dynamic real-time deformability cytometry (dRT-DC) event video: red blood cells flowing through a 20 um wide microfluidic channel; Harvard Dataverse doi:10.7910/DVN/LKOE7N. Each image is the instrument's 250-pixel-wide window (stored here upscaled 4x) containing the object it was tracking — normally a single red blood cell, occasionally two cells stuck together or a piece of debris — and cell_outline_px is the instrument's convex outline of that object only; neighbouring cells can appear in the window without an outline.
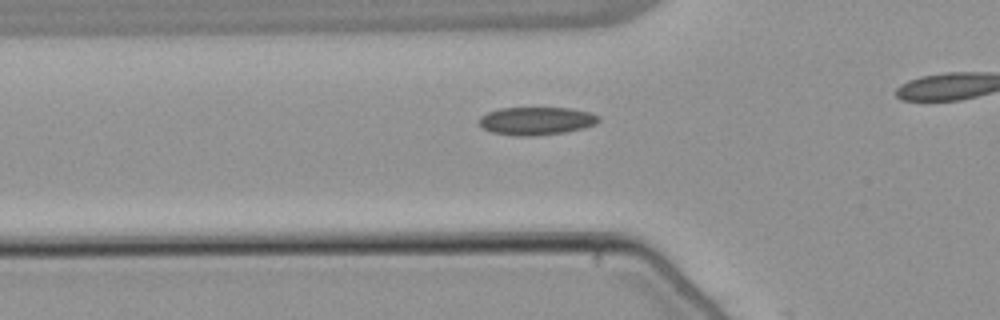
{"species": "common noctule bat (a hibernating species)", "species_latin": "Nyctalus noctula", "temperature_condition": "warm", "stored_images_in_passage": 15, "camera_frame_rate_fps": 3000, "um_per_image_px": 0.085, "animal": {"sex": "male", "body_mass_g": 21.5, "forearm_length_mm": 52.0}, "frame": {"image": 1, "passage_image": 14, "time_ms": 4.333, "image_size_px": [1000, 320], "cell_outline_px": [[600, 120], [596, 124], [584, 128], [564, 132], [532, 136], [520, 136], [492, 132], [484, 128], [480, 124], [480, 116], [488, 112], [500, 108], [572, 108], [588, 112], [600, 116]], "centroid_in_image_um": [45.62, 10.27], "position_along_channel_um": 80.2, "area_um2": 19.36}}